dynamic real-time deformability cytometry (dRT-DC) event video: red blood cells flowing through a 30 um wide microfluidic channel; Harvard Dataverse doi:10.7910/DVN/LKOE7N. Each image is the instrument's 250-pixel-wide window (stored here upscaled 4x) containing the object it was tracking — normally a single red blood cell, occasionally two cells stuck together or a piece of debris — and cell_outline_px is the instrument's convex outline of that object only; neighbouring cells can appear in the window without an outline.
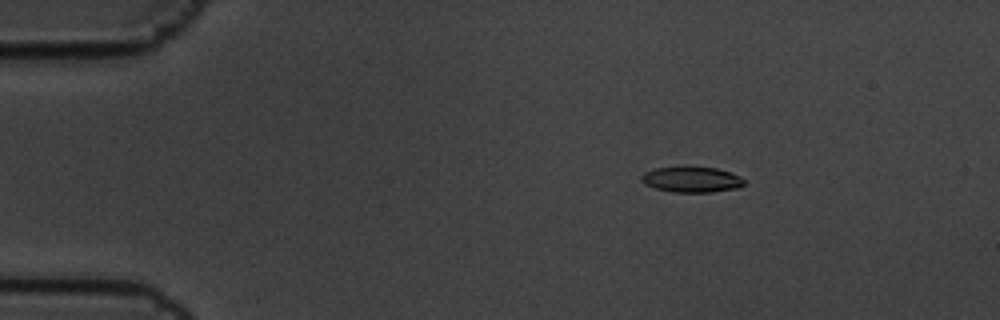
{"species": "common noctule bat (a hibernating species)", "species_latin": "Nyctalus noctula", "temperature_condition": "cold", "stored_images_in_passage": 5, "camera_frame_rate_fps": 3000, "um_per_image_px": 0.085, "animal": {"sex": "male", "body_mass_g": 19.5, "forearm_length_mm": 54.6}, "frame": {"image": 1, "passage_image": 3, "time_ms": 0.667, "image_size_px": [1000, 320], "cell_outline_px": [[744, 184], [736, 188], [712, 192], [672, 192], [656, 188], [644, 184], [640, 180], [640, 176], [644, 172], [656, 168], [684, 164], [716, 168], [732, 172], [740, 176], [744, 180]], "centroid_in_image_um": [58.75, 15.21], "position_along_channel_um": 26.2, "area_um2": 15.95}}